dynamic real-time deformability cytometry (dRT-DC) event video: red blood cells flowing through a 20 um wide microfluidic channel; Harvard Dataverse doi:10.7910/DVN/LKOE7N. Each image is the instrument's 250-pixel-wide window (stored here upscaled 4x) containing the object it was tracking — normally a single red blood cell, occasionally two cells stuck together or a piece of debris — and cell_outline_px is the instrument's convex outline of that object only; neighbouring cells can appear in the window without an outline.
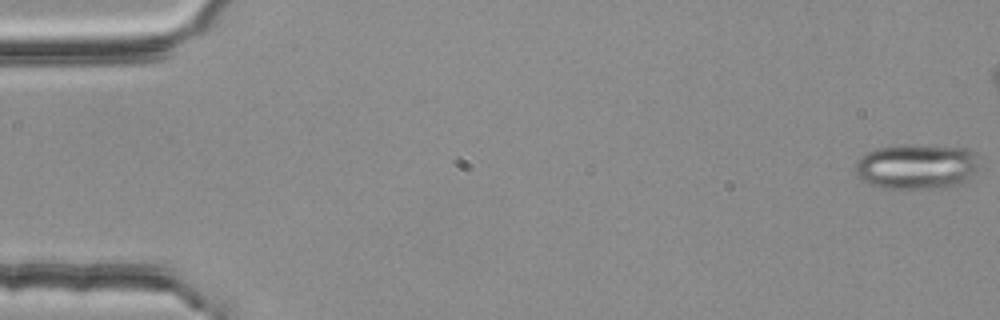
{"species": "common noctule bat (a hibernating species)", "species_latin": "Nyctalus noctula", "temperature_condition": "room temperature", "stored_images_in_passage": 55, "segment_of_instrument_passage": [1, 2], "camera_frame_rate_fps": 3000, "um_per_image_px": 0.085, "animal": {"sex": "female", "body_mass_g": 25.1}, "frame": {"image": 1, "passage_image": 1, "time_ms": 0.0, "image_size_px": [1000, 320], "cell_outline_px": [[976, 172], [960, 184], [944, 188], [884, 188], [872, 184], [864, 180], [856, 172], [856, 160], [860, 156], [876, 148], [904, 144], [912, 144], [968, 148], [976, 152]], "centroid_in_image_um": [77.93, 14.13], "position_along_channel_um": 7.1, "area_um2": 32.66}}